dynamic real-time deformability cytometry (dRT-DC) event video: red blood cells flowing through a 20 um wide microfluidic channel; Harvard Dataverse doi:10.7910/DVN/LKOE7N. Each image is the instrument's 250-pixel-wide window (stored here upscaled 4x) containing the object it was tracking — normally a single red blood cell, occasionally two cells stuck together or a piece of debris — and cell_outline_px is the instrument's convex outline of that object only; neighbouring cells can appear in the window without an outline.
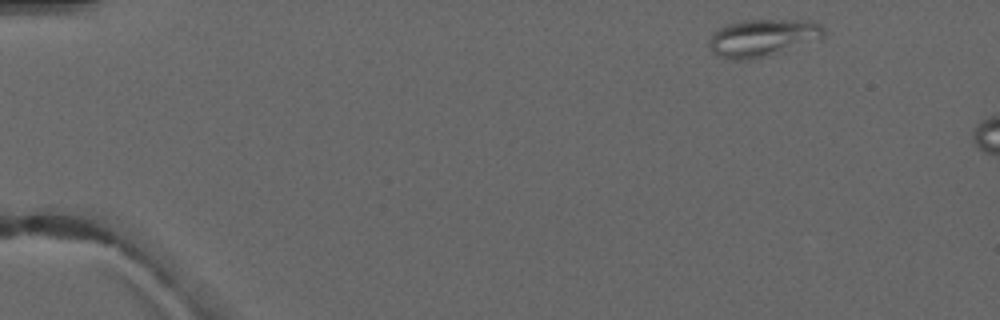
{"species": "common noctule bat (a hibernating species)", "species_latin": "Nyctalus noctula", "temperature_condition": "warm", "stored_images_in_passage": 3, "camera_frame_rate_fps": 3000, "um_per_image_px": 0.085, "animal": {"sex": "male", "forearm_length_mm": 52.5}, "frame": {"image": 1, "passage_image": 1, "time_ms": 0.0, "image_size_px": [1000, 320], "cell_outline_px": [[824, 36], [820, 40], [768, 56], [748, 60], [732, 60], [720, 56], [712, 52], [708, 48], [708, 40], [712, 32], [728, 24], [744, 20], [804, 20], [820, 24], [824, 28]], "centroid_in_image_um": [64.81, 3.22], "position_along_channel_um": 20.2, "area_um2": 25.26}}